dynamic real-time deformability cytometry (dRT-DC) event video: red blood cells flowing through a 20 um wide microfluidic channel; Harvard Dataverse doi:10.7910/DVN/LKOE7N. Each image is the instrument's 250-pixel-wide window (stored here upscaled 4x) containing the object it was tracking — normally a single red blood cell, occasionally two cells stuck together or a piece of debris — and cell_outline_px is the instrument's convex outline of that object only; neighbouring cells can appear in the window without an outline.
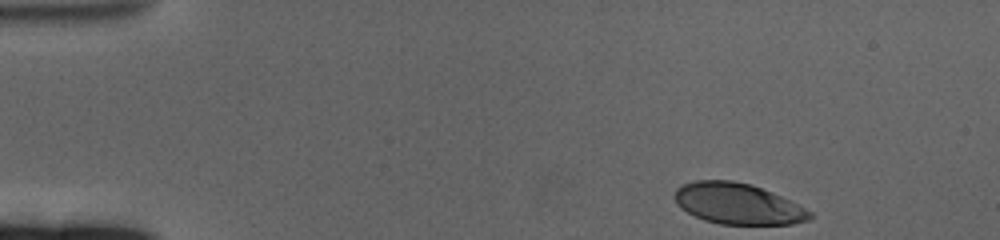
{"species": "human", "species_latin": "Homo sapiens", "temperature_condition": "cold", "stored_images_in_passage": 55, "camera_frame_rate_fps": 3000, "um_per_image_px": 0.085, "donor": {"sex": "female"}, "frame": {"image": 1, "passage_image": 1, "time_ms": 0.0, "image_size_px": [1000, 240], "cell_outline_px": [[812, 216], [808, 220], [792, 224], [720, 224], [704, 220], [680, 208], [676, 200], [676, 188], [684, 184], [696, 180], [732, 180], [752, 184], [772, 192], [812, 212]], "centroid_in_image_um": [62.71, 17.31], "position_along_channel_um": 22.3, "area_um2": 31.96}}
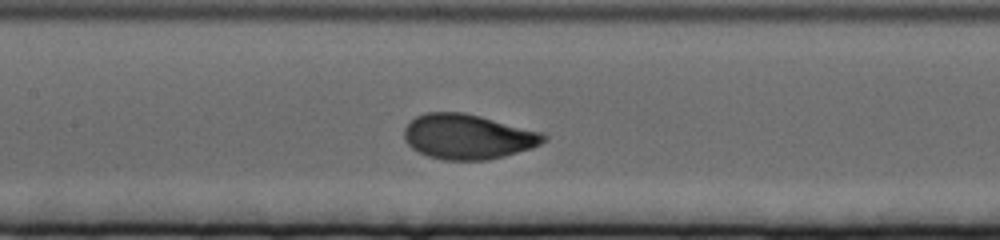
{"frame": {"image": 2, "passage_image": 23, "time_ms": 7.333, "image_size_px": [1000, 240], "cell_outline_px": [[548, 140], [532, 148], [504, 156], [488, 160], [444, 160], [428, 156], [412, 148], [408, 144], [404, 136], [404, 128], [416, 116], [424, 112], [464, 112], [544, 132], [548, 136]], "centroid_in_image_um": [39.8, 11.61], "position_along_channel_um": 167.6, "area_um2": 36.7}}
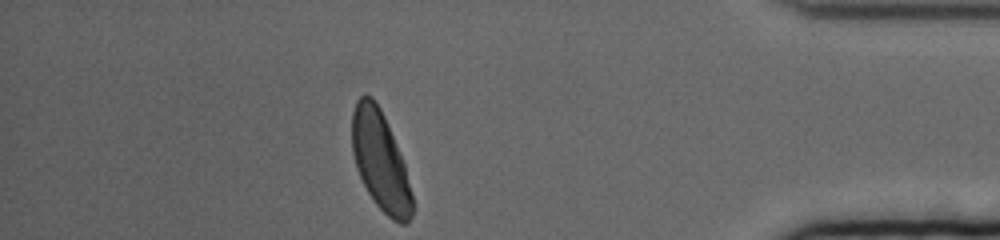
{"frame": {"image": 3, "passage_image": 48, "time_ms": 15.667, "image_size_px": [1000, 240], "cell_outline_px": [[412, 216], [404, 224], [400, 224], [392, 220], [376, 204], [368, 192], [356, 168], [352, 152], [352, 112], [356, 100], [364, 92], [372, 96], [380, 108], [384, 116], [404, 164], [412, 196]], "centroid_in_image_um": [32.3, 13.65], "position_along_channel_um": 402.9, "area_um2": 34.39}, "authors_computed_cell_mechanics": {"area_um2": 35.4892, "velocity_mm_per_s": 3.2645, "shape_relaxation_time_tau1_ms": 2.4678, "shape_relaxation_time_tau2_ms": null, "deformation_change_tau1": 0.1509, "deformation_change_tau2": null}}